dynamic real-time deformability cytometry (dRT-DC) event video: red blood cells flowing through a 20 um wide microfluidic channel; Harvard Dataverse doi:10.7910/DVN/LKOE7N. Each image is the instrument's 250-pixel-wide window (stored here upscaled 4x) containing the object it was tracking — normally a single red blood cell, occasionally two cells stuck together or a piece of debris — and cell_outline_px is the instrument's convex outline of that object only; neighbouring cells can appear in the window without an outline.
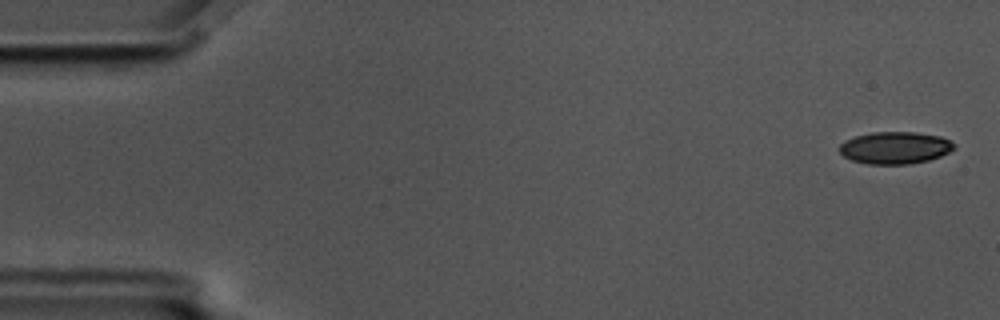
{"species": "common noctule bat (a hibernating species)", "species_latin": "Nyctalus noctula", "temperature_condition": "cold", "stored_images_in_passage": 58, "camera_frame_rate_fps": 3000, "um_per_image_px": 0.085, "animal": {"sex": "male", "body_mass_g": 17.5, "forearm_length_mm": 52.3}, "frame": {"image": 1, "passage_image": 2, "time_ms": 0.333, "image_size_px": [1000, 320], "cell_outline_px": [[956, 148], [940, 156], [928, 160], [908, 164], [868, 164], [852, 160], [844, 156], [840, 152], [840, 144], [844, 140], [856, 136], [872, 132], [916, 132], [940, 136], [956, 144]], "centroid_in_image_um": [76.08, 12.55], "position_along_channel_um": 8.9, "area_um2": 21.44}}
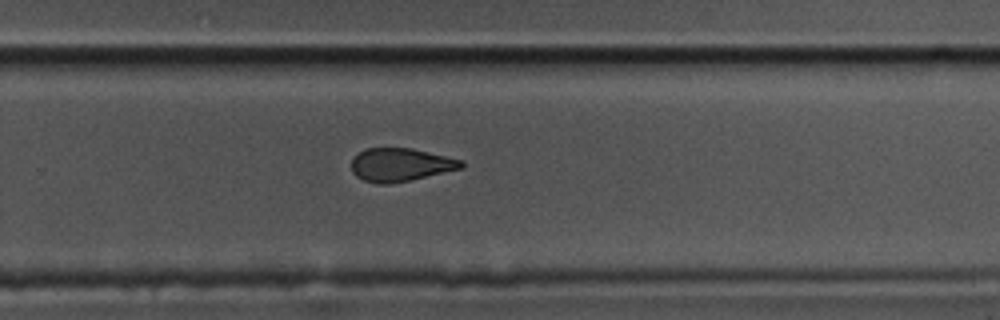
{"frame": {"image": 2, "passage_image": 38, "time_ms": 12.333, "image_size_px": [1000, 320], "cell_outline_px": [[464, 168], [408, 180], [388, 184], [376, 184], [364, 180], [356, 176], [352, 172], [352, 160], [364, 148], [412, 148], [464, 160]], "centroid_in_image_um": [34.06, 14.0], "position_along_channel_um": 295.7, "area_um2": 21.21}}
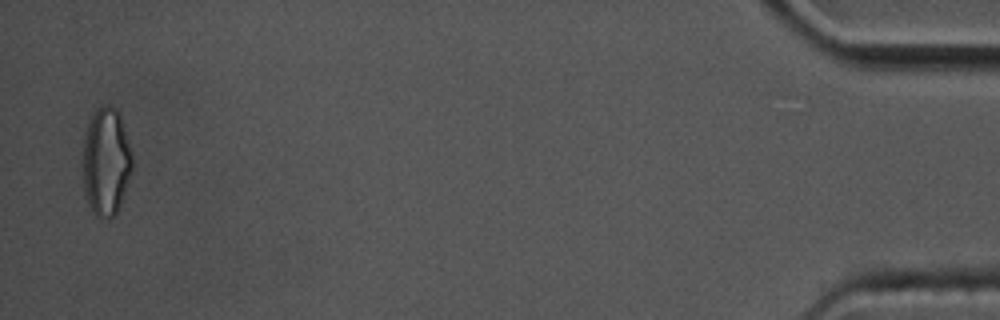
{"frame": {"image": 3, "passage_image": 57, "time_ms": 18.667, "image_size_px": [1000, 320], "cell_outline_px": [[132, 168], [120, 204], [116, 212], [108, 220], [100, 220], [92, 212], [88, 204], [84, 192], [84, 140], [88, 124], [96, 108], [104, 104], [108, 104], [116, 108], [120, 112], [132, 156]], "centroid_in_image_um": [9.02, 13.74], "position_along_channel_um": 426.2, "area_um2": 30.98}, "authors_computed_cell_mechanics": {"area_um2": 23.0044, "velocity_mm_per_s": 3.4749, "shape_relaxation_time_tau1_ms": null, "shape_relaxation_time_tau2_ms": 2.9648, "deformation_change_tau1": null, "deformation_change_tau2": 0.1063}}